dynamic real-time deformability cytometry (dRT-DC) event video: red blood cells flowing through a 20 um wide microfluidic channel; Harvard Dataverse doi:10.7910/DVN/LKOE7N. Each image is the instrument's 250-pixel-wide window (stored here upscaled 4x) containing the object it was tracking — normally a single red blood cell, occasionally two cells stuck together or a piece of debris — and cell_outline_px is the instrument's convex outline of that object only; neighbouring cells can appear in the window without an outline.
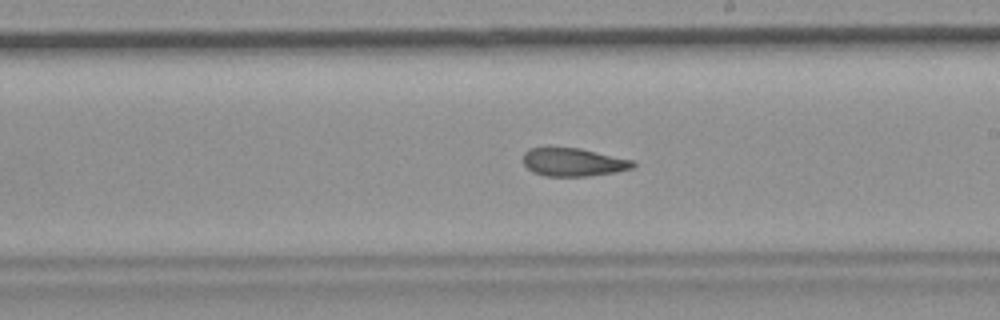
{"species": "common noctule bat (a hibernating species)", "species_latin": "Nyctalus noctula", "temperature_condition": "room temperature", "stored_images_in_passage": 54, "camera_frame_rate_fps": 3000, "um_per_image_px": 0.085, "animal": {"sex": "female", "body_mass_g": 19.9}, "frame": {"image": 1, "passage_image": 31, "time_ms": 10.0, "image_size_px": [1000, 320], "cell_outline_px": [[636, 164], [632, 168], [616, 172], [588, 176], [544, 176], [532, 172], [524, 164], [524, 152], [528, 148], [580, 148], [632, 160]], "centroid_in_image_um": [48.72, 13.79], "position_along_channel_um": 240.3, "area_um2": 17.92}, "authors_computed_cell_mechanics": {"area_um2": 20.4034, "velocity_mm_per_s": 3.7048, "shape_relaxation_time_tau1_ms": 7.5047, "shape_relaxation_time_tau2_ms": 4.2914, "deformation_change_tau1": 0.2181, "deformation_change_tau2": 0.1258}}